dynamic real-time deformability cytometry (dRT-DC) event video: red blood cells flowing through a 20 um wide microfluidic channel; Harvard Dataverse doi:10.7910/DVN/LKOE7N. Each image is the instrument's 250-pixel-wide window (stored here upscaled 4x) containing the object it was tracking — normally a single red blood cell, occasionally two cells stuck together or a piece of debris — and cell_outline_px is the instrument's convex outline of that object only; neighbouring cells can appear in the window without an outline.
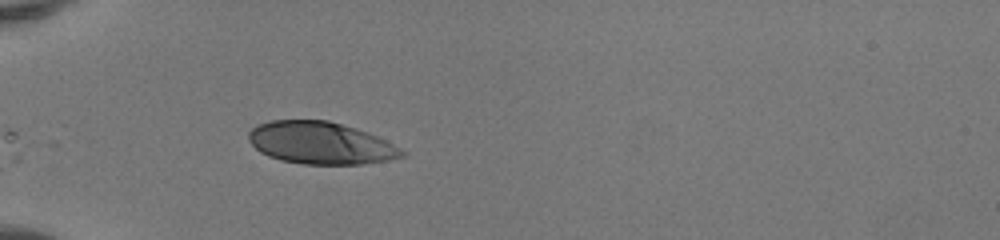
{"species": "human", "species_latin": "Homo sapiens", "temperature_condition": "room temperature", "stored_images_in_passage": 33, "camera_frame_rate_fps": 3000, "um_per_image_px": 0.085, "donor": {"sex": "female"}, "frame": {"image": 1, "passage_image": 1, "time_ms": 0.0, "image_size_px": [1000, 240], "cell_outline_px": [[408, 152], [404, 156], [388, 160], [364, 164], [304, 164], [280, 160], [268, 156], [260, 152], [248, 140], [248, 132], [256, 124], [272, 120], [328, 120], [356, 128], [368, 132]], "centroid_in_image_um": [27.23, 12.15], "position_along_channel_um": 57.8, "area_um2": 37.8}}
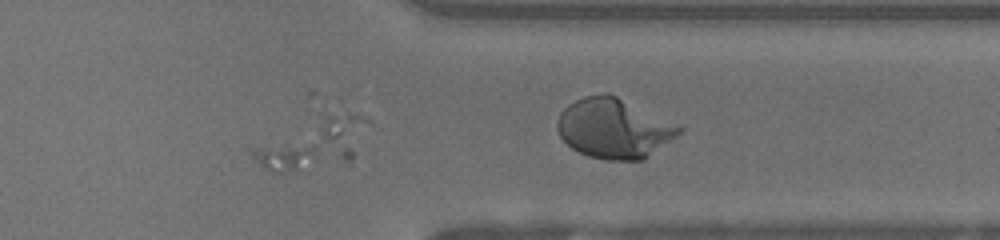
{"frame": {"image": 2, "passage_image": 24, "time_ms": 7.667, "image_size_px": [1000, 240], "cell_outline_px": [[360, 116], [340, 140], [300, 172], [272, 172], [260, 164], [252, 156], [248, 148], [328, 116], [348, 112]], "centroid_in_image_um": [25.72, 12.23], "position_along_channel_um": 385.7, "area_um2": 23.93}}